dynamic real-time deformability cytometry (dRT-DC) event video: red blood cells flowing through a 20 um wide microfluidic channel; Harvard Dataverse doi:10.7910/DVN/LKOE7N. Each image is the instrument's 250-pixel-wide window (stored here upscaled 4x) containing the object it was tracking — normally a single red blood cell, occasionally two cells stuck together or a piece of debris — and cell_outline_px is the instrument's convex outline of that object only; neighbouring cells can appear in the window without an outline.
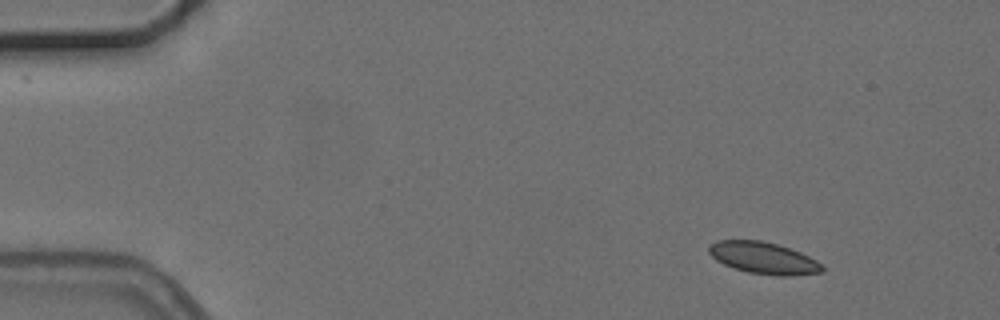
{"species": "common noctule bat (a hibernating species)", "species_latin": "Nyctalus noctula", "temperature_condition": "cold", "stored_images_in_passage": 5, "camera_frame_rate_fps": 3000, "um_per_image_px": 0.085, "animal": {"sex": "female", "body_mass_g": 24.6, "forearm_length_mm": 56.2}, "frame": {"image": 1, "passage_image": 1, "time_ms": 0.0, "image_size_px": [1000, 320], "cell_outline_px": [[824, 272], [788, 276], [780, 276], [748, 272], [732, 268], [716, 260], [708, 252], [708, 244], [716, 240], [760, 240], [776, 244], [800, 252], [816, 260], [824, 268]], "centroid_in_image_um": [64.86, 21.93], "position_along_channel_um": 20.1, "area_um2": 20.98}}
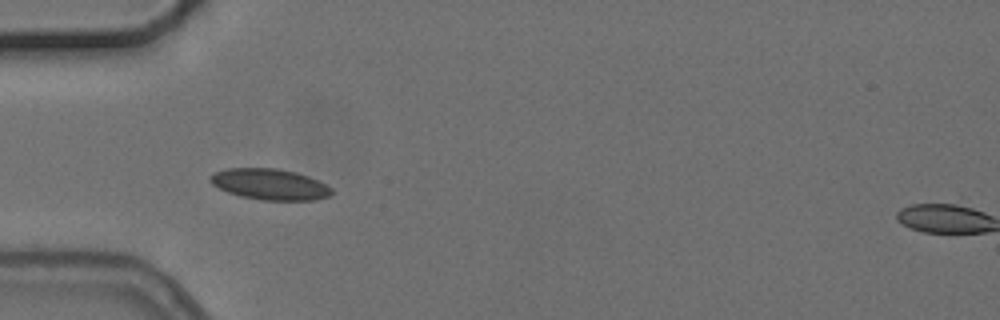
{"frame": {"image": 2, "passage_image": 4, "time_ms": 3.667, "image_size_px": [1000, 320], "cell_outline_px": [[332, 192], [328, 196], [316, 200], [260, 200], [240, 196], [228, 192], [212, 184], [208, 180], [208, 176], [212, 172], [228, 168], [276, 168], [296, 172], [308, 176], [332, 188]], "centroid_in_image_um": [22.88, 15.66], "position_along_channel_um": 62.1, "area_um2": 21.96}}
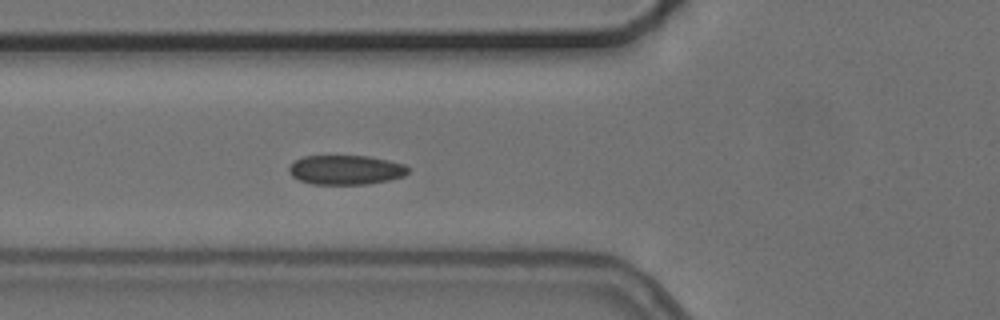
{"frame": {"image": 3, "passage_image": 5, "time_ms": 4.667, "image_size_px": [1000, 320], "cell_outline_px": [[408, 172], [404, 176], [388, 180], [368, 184], [312, 184], [300, 180], [292, 176], [288, 172], [288, 168], [296, 160], [304, 156], [368, 156], [388, 160], [404, 164], [408, 168]], "centroid_in_image_um": [29.39, 14.44], "position_along_channel_um": 96.4, "area_um2": 20.35}}